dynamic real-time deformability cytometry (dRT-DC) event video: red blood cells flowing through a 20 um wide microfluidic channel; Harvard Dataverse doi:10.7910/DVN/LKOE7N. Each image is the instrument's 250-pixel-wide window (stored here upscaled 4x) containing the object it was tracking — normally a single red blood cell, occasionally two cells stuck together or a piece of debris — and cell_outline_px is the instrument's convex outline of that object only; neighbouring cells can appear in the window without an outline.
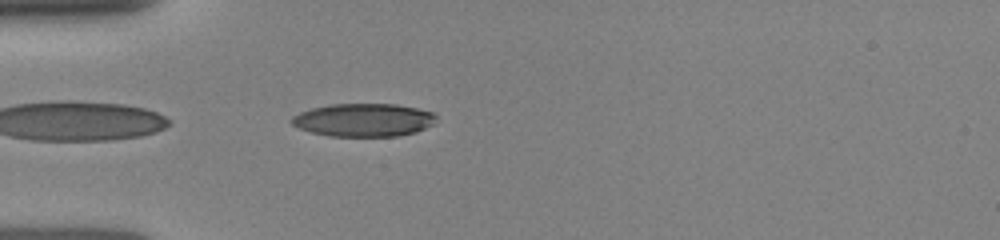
{"species": "human", "species_latin": "Homo sapiens", "temperature_condition": "room temperature", "stored_images_in_passage": 27, "camera_frame_rate_fps": 3000, "um_per_image_px": 0.085, "donor": {"sex": "female"}, "frame": {"image": 1, "passage_image": 1, "time_ms": 0.0, "image_size_px": [1000, 240], "cell_outline_px": [[436, 116], [432, 124], [416, 132], [396, 136], [332, 136], [312, 132], [300, 128], [292, 124], [288, 120], [292, 116], [300, 112], [312, 108], [332, 104], [396, 104], [416, 108], [432, 112]], "centroid_in_image_um": [30.88, 10.19], "position_along_channel_um": 54.1, "area_um2": 27.69}}
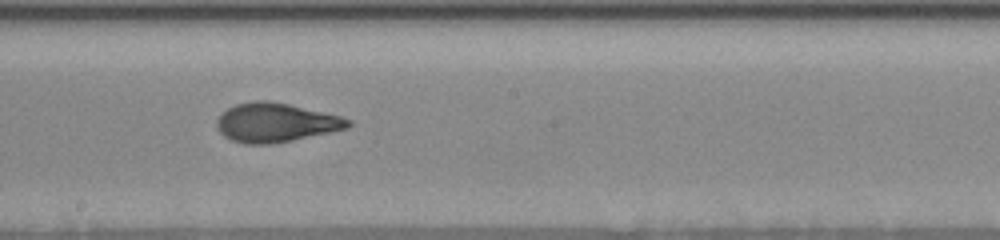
{"frame": {"image": 2, "passage_image": 11, "time_ms": 4.333, "image_size_px": [1000, 240], "cell_outline_px": [[352, 124], [348, 128], [332, 132], [272, 144], [244, 144], [232, 140], [224, 136], [216, 128], [216, 120], [228, 108], [236, 104], [256, 100], [268, 100], [288, 104], [340, 116], [352, 120]], "centroid_in_image_um": [23.43, 10.42], "position_along_channel_um": 224.8, "area_um2": 29.82}}
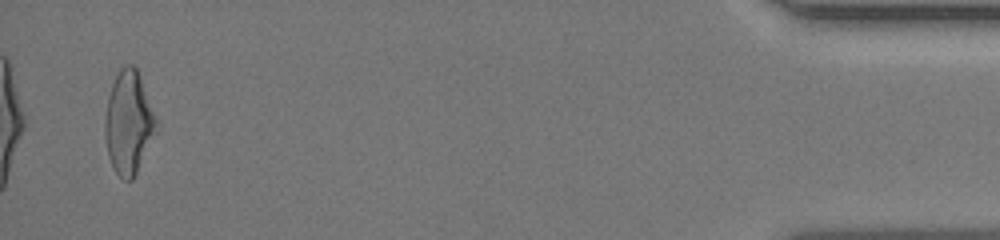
{"frame": {"image": 3, "passage_image": 27, "time_ms": 11.0, "image_size_px": [1000, 240], "cell_outline_px": [[156, 132], [132, 180], [124, 180], [116, 172], [108, 156], [104, 136], [104, 120], [108, 96], [112, 84], [120, 68], [128, 64], [132, 64], [136, 68], [140, 76], [156, 120]], "centroid_in_image_um": [10.9, 10.41], "position_along_channel_um": 424.3, "area_um2": 30.23}}